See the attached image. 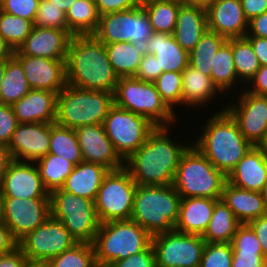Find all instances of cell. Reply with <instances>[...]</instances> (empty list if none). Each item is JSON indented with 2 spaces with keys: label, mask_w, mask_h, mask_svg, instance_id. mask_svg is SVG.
Segmentation results:
<instances>
[{
  "label": "cell",
  "mask_w": 267,
  "mask_h": 267,
  "mask_svg": "<svg viewBox=\"0 0 267 267\" xmlns=\"http://www.w3.org/2000/svg\"><path fill=\"white\" fill-rule=\"evenodd\" d=\"M11 105L0 104V143L8 145L18 125Z\"/></svg>",
  "instance_id": "49"
},
{
  "label": "cell",
  "mask_w": 267,
  "mask_h": 267,
  "mask_svg": "<svg viewBox=\"0 0 267 267\" xmlns=\"http://www.w3.org/2000/svg\"><path fill=\"white\" fill-rule=\"evenodd\" d=\"M246 36L267 38V12L248 21Z\"/></svg>",
  "instance_id": "56"
},
{
  "label": "cell",
  "mask_w": 267,
  "mask_h": 267,
  "mask_svg": "<svg viewBox=\"0 0 267 267\" xmlns=\"http://www.w3.org/2000/svg\"><path fill=\"white\" fill-rule=\"evenodd\" d=\"M232 260L231 243H206L199 267H231Z\"/></svg>",
  "instance_id": "46"
},
{
  "label": "cell",
  "mask_w": 267,
  "mask_h": 267,
  "mask_svg": "<svg viewBox=\"0 0 267 267\" xmlns=\"http://www.w3.org/2000/svg\"><path fill=\"white\" fill-rule=\"evenodd\" d=\"M31 90L21 63L13 56L5 61L0 87V104L12 105Z\"/></svg>",
  "instance_id": "35"
},
{
  "label": "cell",
  "mask_w": 267,
  "mask_h": 267,
  "mask_svg": "<svg viewBox=\"0 0 267 267\" xmlns=\"http://www.w3.org/2000/svg\"><path fill=\"white\" fill-rule=\"evenodd\" d=\"M27 261L18 246L11 252L0 255V267H23Z\"/></svg>",
  "instance_id": "55"
},
{
  "label": "cell",
  "mask_w": 267,
  "mask_h": 267,
  "mask_svg": "<svg viewBox=\"0 0 267 267\" xmlns=\"http://www.w3.org/2000/svg\"><path fill=\"white\" fill-rule=\"evenodd\" d=\"M169 126H156L145 143L126 160L124 168L137 185H171L182 154L190 146L174 141Z\"/></svg>",
  "instance_id": "1"
},
{
  "label": "cell",
  "mask_w": 267,
  "mask_h": 267,
  "mask_svg": "<svg viewBox=\"0 0 267 267\" xmlns=\"http://www.w3.org/2000/svg\"><path fill=\"white\" fill-rule=\"evenodd\" d=\"M143 49L155 56L159 70L163 72H183L189 64V52L176 42L172 34L153 32Z\"/></svg>",
  "instance_id": "25"
},
{
  "label": "cell",
  "mask_w": 267,
  "mask_h": 267,
  "mask_svg": "<svg viewBox=\"0 0 267 267\" xmlns=\"http://www.w3.org/2000/svg\"><path fill=\"white\" fill-rule=\"evenodd\" d=\"M226 40L224 36L207 30L195 48L189 52V64L211 77L214 55Z\"/></svg>",
  "instance_id": "39"
},
{
  "label": "cell",
  "mask_w": 267,
  "mask_h": 267,
  "mask_svg": "<svg viewBox=\"0 0 267 267\" xmlns=\"http://www.w3.org/2000/svg\"><path fill=\"white\" fill-rule=\"evenodd\" d=\"M13 160L8 146L0 143V181Z\"/></svg>",
  "instance_id": "59"
},
{
  "label": "cell",
  "mask_w": 267,
  "mask_h": 267,
  "mask_svg": "<svg viewBox=\"0 0 267 267\" xmlns=\"http://www.w3.org/2000/svg\"><path fill=\"white\" fill-rule=\"evenodd\" d=\"M14 50L0 35V62L6 61L14 56Z\"/></svg>",
  "instance_id": "60"
},
{
  "label": "cell",
  "mask_w": 267,
  "mask_h": 267,
  "mask_svg": "<svg viewBox=\"0 0 267 267\" xmlns=\"http://www.w3.org/2000/svg\"><path fill=\"white\" fill-rule=\"evenodd\" d=\"M108 267H157L152 244L140 253L115 261Z\"/></svg>",
  "instance_id": "48"
},
{
  "label": "cell",
  "mask_w": 267,
  "mask_h": 267,
  "mask_svg": "<svg viewBox=\"0 0 267 267\" xmlns=\"http://www.w3.org/2000/svg\"><path fill=\"white\" fill-rule=\"evenodd\" d=\"M34 25L41 28L66 30L68 32L66 12L52 4L49 0L39 1Z\"/></svg>",
  "instance_id": "45"
},
{
  "label": "cell",
  "mask_w": 267,
  "mask_h": 267,
  "mask_svg": "<svg viewBox=\"0 0 267 267\" xmlns=\"http://www.w3.org/2000/svg\"><path fill=\"white\" fill-rule=\"evenodd\" d=\"M109 171L110 169L100 164L82 161L74 167L61 189L94 201Z\"/></svg>",
  "instance_id": "29"
},
{
  "label": "cell",
  "mask_w": 267,
  "mask_h": 267,
  "mask_svg": "<svg viewBox=\"0 0 267 267\" xmlns=\"http://www.w3.org/2000/svg\"><path fill=\"white\" fill-rule=\"evenodd\" d=\"M231 267H262L265 260L257 235L248 224H240L231 241Z\"/></svg>",
  "instance_id": "31"
},
{
  "label": "cell",
  "mask_w": 267,
  "mask_h": 267,
  "mask_svg": "<svg viewBox=\"0 0 267 267\" xmlns=\"http://www.w3.org/2000/svg\"><path fill=\"white\" fill-rule=\"evenodd\" d=\"M262 267H267V259L264 260Z\"/></svg>",
  "instance_id": "70"
},
{
  "label": "cell",
  "mask_w": 267,
  "mask_h": 267,
  "mask_svg": "<svg viewBox=\"0 0 267 267\" xmlns=\"http://www.w3.org/2000/svg\"><path fill=\"white\" fill-rule=\"evenodd\" d=\"M51 216L64 224L78 243H94L100 221L93 200L62 189L50 193Z\"/></svg>",
  "instance_id": "9"
},
{
  "label": "cell",
  "mask_w": 267,
  "mask_h": 267,
  "mask_svg": "<svg viewBox=\"0 0 267 267\" xmlns=\"http://www.w3.org/2000/svg\"><path fill=\"white\" fill-rule=\"evenodd\" d=\"M52 4L56 5L64 12H67L69 7L76 1V0H49Z\"/></svg>",
  "instance_id": "61"
},
{
  "label": "cell",
  "mask_w": 267,
  "mask_h": 267,
  "mask_svg": "<svg viewBox=\"0 0 267 267\" xmlns=\"http://www.w3.org/2000/svg\"><path fill=\"white\" fill-rule=\"evenodd\" d=\"M221 199L241 224H247L267 214V206L261 192L242 189L226 181Z\"/></svg>",
  "instance_id": "28"
},
{
  "label": "cell",
  "mask_w": 267,
  "mask_h": 267,
  "mask_svg": "<svg viewBox=\"0 0 267 267\" xmlns=\"http://www.w3.org/2000/svg\"><path fill=\"white\" fill-rule=\"evenodd\" d=\"M71 37L66 30L41 28L34 25L30 35L14 52V55L66 60Z\"/></svg>",
  "instance_id": "22"
},
{
  "label": "cell",
  "mask_w": 267,
  "mask_h": 267,
  "mask_svg": "<svg viewBox=\"0 0 267 267\" xmlns=\"http://www.w3.org/2000/svg\"><path fill=\"white\" fill-rule=\"evenodd\" d=\"M0 188L4 197L50 198L33 162L13 160L0 181Z\"/></svg>",
  "instance_id": "17"
},
{
  "label": "cell",
  "mask_w": 267,
  "mask_h": 267,
  "mask_svg": "<svg viewBox=\"0 0 267 267\" xmlns=\"http://www.w3.org/2000/svg\"><path fill=\"white\" fill-rule=\"evenodd\" d=\"M152 235L135 221L113 220L100 224L93 246L97 266L140 253L152 244Z\"/></svg>",
  "instance_id": "5"
},
{
  "label": "cell",
  "mask_w": 267,
  "mask_h": 267,
  "mask_svg": "<svg viewBox=\"0 0 267 267\" xmlns=\"http://www.w3.org/2000/svg\"><path fill=\"white\" fill-rule=\"evenodd\" d=\"M34 23L0 10V35L16 51L30 35Z\"/></svg>",
  "instance_id": "42"
},
{
  "label": "cell",
  "mask_w": 267,
  "mask_h": 267,
  "mask_svg": "<svg viewBox=\"0 0 267 267\" xmlns=\"http://www.w3.org/2000/svg\"><path fill=\"white\" fill-rule=\"evenodd\" d=\"M114 104L146 117L155 126L170 127L176 121L177 115L161 99L155 83L141 81L136 77L118 79Z\"/></svg>",
  "instance_id": "8"
},
{
  "label": "cell",
  "mask_w": 267,
  "mask_h": 267,
  "mask_svg": "<svg viewBox=\"0 0 267 267\" xmlns=\"http://www.w3.org/2000/svg\"><path fill=\"white\" fill-rule=\"evenodd\" d=\"M173 1H178V2H181V3H185V4H188V0H173Z\"/></svg>",
  "instance_id": "69"
},
{
  "label": "cell",
  "mask_w": 267,
  "mask_h": 267,
  "mask_svg": "<svg viewBox=\"0 0 267 267\" xmlns=\"http://www.w3.org/2000/svg\"><path fill=\"white\" fill-rule=\"evenodd\" d=\"M237 99L238 105L231 102L223 108L235 120L243 137L256 146L267 130V96L243 90Z\"/></svg>",
  "instance_id": "16"
},
{
  "label": "cell",
  "mask_w": 267,
  "mask_h": 267,
  "mask_svg": "<svg viewBox=\"0 0 267 267\" xmlns=\"http://www.w3.org/2000/svg\"><path fill=\"white\" fill-rule=\"evenodd\" d=\"M21 63L31 89L59 93L66 85V60L14 55Z\"/></svg>",
  "instance_id": "20"
},
{
  "label": "cell",
  "mask_w": 267,
  "mask_h": 267,
  "mask_svg": "<svg viewBox=\"0 0 267 267\" xmlns=\"http://www.w3.org/2000/svg\"><path fill=\"white\" fill-rule=\"evenodd\" d=\"M23 267H46V264L42 262L27 261Z\"/></svg>",
  "instance_id": "65"
},
{
  "label": "cell",
  "mask_w": 267,
  "mask_h": 267,
  "mask_svg": "<svg viewBox=\"0 0 267 267\" xmlns=\"http://www.w3.org/2000/svg\"><path fill=\"white\" fill-rule=\"evenodd\" d=\"M83 161L97 163L110 170L124 167L102 124H84L75 129Z\"/></svg>",
  "instance_id": "18"
},
{
  "label": "cell",
  "mask_w": 267,
  "mask_h": 267,
  "mask_svg": "<svg viewBox=\"0 0 267 267\" xmlns=\"http://www.w3.org/2000/svg\"><path fill=\"white\" fill-rule=\"evenodd\" d=\"M248 21L267 12V0H240Z\"/></svg>",
  "instance_id": "54"
},
{
  "label": "cell",
  "mask_w": 267,
  "mask_h": 267,
  "mask_svg": "<svg viewBox=\"0 0 267 267\" xmlns=\"http://www.w3.org/2000/svg\"><path fill=\"white\" fill-rule=\"evenodd\" d=\"M100 16L137 7V0H95Z\"/></svg>",
  "instance_id": "51"
},
{
  "label": "cell",
  "mask_w": 267,
  "mask_h": 267,
  "mask_svg": "<svg viewBox=\"0 0 267 267\" xmlns=\"http://www.w3.org/2000/svg\"><path fill=\"white\" fill-rule=\"evenodd\" d=\"M245 38L251 43L260 66L267 65V38L258 36H245Z\"/></svg>",
  "instance_id": "57"
},
{
  "label": "cell",
  "mask_w": 267,
  "mask_h": 267,
  "mask_svg": "<svg viewBox=\"0 0 267 267\" xmlns=\"http://www.w3.org/2000/svg\"><path fill=\"white\" fill-rule=\"evenodd\" d=\"M181 199L173 184L137 185L130 219L152 236L173 231Z\"/></svg>",
  "instance_id": "4"
},
{
  "label": "cell",
  "mask_w": 267,
  "mask_h": 267,
  "mask_svg": "<svg viewBox=\"0 0 267 267\" xmlns=\"http://www.w3.org/2000/svg\"><path fill=\"white\" fill-rule=\"evenodd\" d=\"M217 92H221L213 83L211 77L198 71L188 64L182 72V106H205Z\"/></svg>",
  "instance_id": "30"
},
{
  "label": "cell",
  "mask_w": 267,
  "mask_h": 267,
  "mask_svg": "<svg viewBox=\"0 0 267 267\" xmlns=\"http://www.w3.org/2000/svg\"><path fill=\"white\" fill-rule=\"evenodd\" d=\"M49 154L61 156L75 166L83 161L75 129L50 123Z\"/></svg>",
  "instance_id": "37"
},
{
  "label": "cell",
  "mask_w": 267,
  "mask_h": 267,
  "mask_svg": "<svg viewBox=\"0 0 267 267\" xmlns=\"http://www.w3.org/2000/svg\"><path fill=\"white\" fill-rule=\"evenodd\" d=\"M247 224L257 235V238L260 242L263 251V257L267 259V214L259 218L253 219Z\"/></svg>",
  "instance_id": "53"
},
{
  "label": "cell",
  "mask_w": 267,
  "mask_h": 267,
  "mask_svg": "<svg viewBox=\"0 0 267 267\" xmlns=\"http://www.w3.org/2000/svg\"><path fill=\"white\" fill-rule=\"evenodd\" d=\"M100 14L95 0H76L66 12L68 33L92 35L99 23Z\"/></svg>",
  "instance_id": "34"
},
{
  "label": "cell",
  "mask_w": 267,
  "mask_h": 267,
  "mask_svg": "<svg viewBox=\"0 0 267 267\" xmlns=\"http://www.w3.org/2000/svg\"><path fill=\"white\" fill-rule=\"evenodd\" d=\"M162 73L155 56L144 52L135 77L141 81L154 82Z\"/></svg>",
  "instance_id": "50"
},
{
  "label": "cell",
  "mask_w": 267,
  "mask_h": 267,
  "mask_svg": "<svg viewBox=\"0 0 267 267\" xmlns=\"http://www.w3.org/2000/svg\"><path fill=\"white\" fill-rule=\"evenodd\" d=\"M11 107L18 123H55L57 93L31 89Z\"/></svg>",
  "instance_id": "23"
},
{
  "label": "cell",
  "mask_w": 267,
  "mask_h": 267,
  "mask_svg": "<svg viewBox=\"0 0 267 267\" xmlns=\"http://www.w3.org/2000/svg\"><path fill=\"white\" fill-rule=\"evenodd\" d=\"M136 189L137 184L124 167L110 170L104 177L94 200L100 223L129 220Z\"/></svg>",
  "instance_id": "10"
},
{
  "label": "cell",
  "mask_w": 267,
  "mask_h": 267,
  "mask_svg": "<svg viewBox=\"0 0 267 267\" xmlns=\"http://www.w3.org/2000/svg\"><path fill=\"white\" fill-rule=\"evenodd\" d=\"M153 1H157V0H137L139 6H143L147 3L153 2Z\"/></svg>",
  "instance_id": "68"
},
{
  "label": "cell",
  "mask_w": 267,
  "mask_h": 267,
  "mask_svg": "<svg viewBox=\"0 0 267 267\" xmlns=\"http://www.w3.org/2000/svg\"><path fill=\"white\" fill-rule=\"evenodd\" d=\"M227 176L193 144L182 154L173 186L182 198L221 199Z\"/></svg>",
  "instance_id": "7"
},
{
  "label": "cell",
  "mask_w": 267,
  "mask_h": 267,
  "mask_svg": "<svg viewBox=\"0 0 267 267\" xmlns=\"http://www.w3.org/2000/svg\"><path fill=\"white\" fill-rule=\"evenodd\" d=\"M240 224L232 210L219 199L215 203L211 220L202 238L206 243H231Z\"/></svg>",
  "instance_id": "33"
},
{
  "label": "cell",
  "mask_w": 267,
  "mask_h": 267,
  "mask_svg": "<svg viewBox=\"0 0 267 267\" xmlns=\"http://www.w3.org/2000/svg\"><path fill=\"white\" fill-rule=\"evenodd\" d=\"M118 79L102 42L93 35H73L70 38L66 59L68 85L114 93Z\"/></svg>",
  "instance_id": "2"
},
{
  "label": "cell",
  "mask_w": 267,
  "mask_h": 267,
  "mask_svg": "<svg viewBox=\"0 0 267 267\" xmlns=\"http://www.w3.org/2000/svg\"><path fill=\"white\" fill-rule=\"evenodd\" d=\"M208 30L230 38H244L248 30L240 0H215L206 7Z\"/></svg>",
  "instance_id": "21"
},
{
  "label": "cell",
  "mask_w": 267,
  "mask_h": 267,
  "mask_svg": "<svg viewBox=\"0 0 267 267\" xmlns=\"http://www.w3.org/2000/svg\"><path fill=\"white\" fill-rule=\"evenodd\" d=\"M218 200L203 197L182 198L179 217L174 230L202 236L208 228L215 203Z\"/></svg>",
  "instance_id": "27"
},
{
  "label": "cell",
  "mask_w": 267,
  "mask_h": 267,
  "mask_svg": "<svg viewBox=\"0 0 267 267\" xmlns=\"http://www.w3.org/2000/svg\"><path fill=\"white\" fill-rule=\"evenodd\" d=\"M153 34L149 17L142 6L100 16L92 34L103 44L131 42L144 47Z\"/></svg>",
  "instance_id": "11"
},
{
  "label": "cell",
  "mask_w": 267,
  "mask_h": 267,
  "mask_svg": "<svg viewBox=\"0 0 267 267\" xmlns=\"http://www.w3.org/2000/svg\"><path fill=\"white\" fill-rule=\"evenodd\" d=\"M4 224L18 242L41 226L50 216V198L4 197Z\"/></svg>",
  "instance_id": "15"
},
{
  "label": "cell",
  "mask_w": 267,
  "mask_h": 267,
  "mask_svg": "<svg viewBox=\"0 0 267 267\" xmlns=\"http://www.w3.org/2000/svg\"><path fill=\"white\" fill-rule=\"evenodd\" d=\"M235 71L238 80L248 83L260 68L251 43L244 38H231Z\"/></svg>",
  "instance_id": "41"
},
{
  "label": "cell",
  "mask_w": 267,
  "mask_h": 267,
  "mask_svg": "<svg viewBox=\"0 0 267 267\" xmlns=\"http://www.w3.org/2000/svg\"><path fill=\"white\" fill-rule=\"evenodd\" d=\"M4 196L0 188V224L4 223V212H3Z\"/></svg>",
  "instance_id": "64"
},
{
  "label": "cell",
  "mask_w": 267,
  "mask_h": 267,
  "mask_svg": "<svg viewBox=\"0 0 267 267\" xmlns=\"http://www.w3.org/2000/svg\"><path fill=\"white\" fill-rule=\"evenodd\" d=\"M154 83L161 99L176 112V105H182V72H163Z\"/></svg>",
  "instance_id": "44"
},
{
  "label": "cell",
  "mask_w": 267,
  "mask_h": 267,
  "mask_svg": "<svg viewBox=\"0 0 267 267\" xmlns=\"http://www.w3.org/2000/svg\"><path fill=\"white\" fill-rule=\"evenodd\" d=\"M46 267H97L91 243H76L71 249L49 259Z\"/></svg>",
  "instance_id": "43"
},
{
  "label": "cell",
  "mask_w": 267,
  "mask_h": 267,
  "mask_svg": "<svg viewBox=\"0 0 267 267\" xmlns=\"http://www.w3.org/2000/svg\"><path fill=\"white\" fill-rule=\"evenodd\" d=\"M211 70V79L220 94L232 90L238 83V77L235 71L233 52L231 47V38L227 39L214 55V61Z\"/></svg>",
  "instance_id": "36"
},
{
  "label": "cell",
  "mask_w": 267,
  "mask_h": 267,
  "mask_svg": "<svg viewBox=\"0 0 267 267\" xmlns=\"http://www.w3.org/2000/svg\"><path fill=\"white\" fill-rule=\"evenodd\" d=\"M206 242L200 235L175 230L152 237L157 267H199Z\"/></svg>",
  "instance_id": "13"
},
{
  "label": "cell",
  "mask_w": 267,
  "mask_h": 267,
  "mask_svg": "<svg viewBox=\"0 0 267 267\" xmlns=\"http://www.w3.org/2000/svg\"><path fill=\"white\" fill-rule=\"evenodd\" d=\"M115 73L121 77H135L144 54L143 47L131 42L104 44Z\"/></svg>",
  "instance_id": "32"
},
{
  "label": "cell",
  "mask_w": 267,
  "mask_h": 267,
  "mask_svg": "<svg viewBox=\"0 0 267 267\" xmlns=\"http://www.w3.org/2000/svg\"><path fill=\"white\" fill-rule=\"evenodd\" d=\"M7 146L14 160L36 163L49 152L50 123H19Z\"/></svg>",
  "instance_id": "19"
},
{
  "label": "cell",
  "mask_w": 267,
  "mask_h": 267,
  "mask_svg": "<svg viewBox=\"0 0 267 267\" xmlns=\"http://www.w3.org/2000/svg\"><path fill=\"white\" fill-rule=\"evenodd\" d=\"M193 145L226 176L253 147L223 108L210 117Z\"/></svg>",
  "instance_id": "3"
},
{
  "label": "cell",
  "mask_w": 267,
  "mask_h": 267,
  "mask_svg": "<svg viewBox=\"0 0 267 267\" xmlns=\"http://www.w3.org/2000/svg\"><path fill=\"white\" fill-rule=\"evenodd\" d=\"M247 84L250 85L252 84V85L251 86L248 85L249 89L247 88L245 89V91L251 94L267 96V65L260 66L258 71L254 74V76L250 79V81Z\"/></svg>",
  "instance_id": "52"
},
{
  "label": "cell",
  "mask_w": 267,
  "mask_h": 267,
  "mask_svg": "<svg viewBox=\"0 0 267 267\" xmlns=\"http://www.w3.org/2000/svg\"><path fill=\"white\" fill-rule=\"evenodd\" d=\"M78 243L64 224L50 216L41 226L18 241L28 261L46 263Z\"/></svg>",
  "instance_id": "14"
},
{
  "label": "cell",
  "mask_w": 267,
  "mask_h": 267,
  "mask_svg": "<svg viewBox=\"0 0 267 267\" xmlns=\"http://www.w3.org/2000/svg\"><path fill=\"white\" fill-rule=\"evenodd\" d=\"M102 125L123 160L138 150L156 127L146 117L122 109L115 104L109 109Z\"/></svg>",
  "instance_id": "12"
},
{
  "label": "cell",
  "mask_w": 267,
  "mask_h": 267,
  "mask_svg": "<svg viewBox=\"0 0 267 267\" xmlns=\"http://www.w3.org/2000/svg\"><path fill=\"white\" fill-rule=\"evenodd\" d=\"M113 105L114 93L85 90L67 84L57 94L55 123L71 129L84 124H103Z\"/></svg>",
  "instance_id": "6"
},
{
  "label": "cell",
  "mask_w": 267,
  "mask_h": 267,
  "mask_svg": "<svg viewBox=\"0 0 267 267\" xmlns=\"http://www.w3.org/2000/svg\"><path fill=\"white\" fill-rule=\"evenodd\" d=\"M40 0H1V11L34 23Z\"/></svg>",
  "instance_id": "47"
},
{
  "label": "cell",
  "mask_w": 267,
  "mask_h": 267,
  "mask_svg": "<svg viewBox=\"0 0 267 267\" xmlns=\"http://www.w3.org/2000/svg\"><path fill=\"white\" fill-rule=\"evenodd\" d=\"M227 182L253 192H261L267 183V156L255 146L227 175Z\"/></svg>",
  "instance_id": "24"
},
{
  "label": "cell",
  "mask_w": 267,
  "mask_h": 267,
  "mask_svg": "<svg viewBox=\"0 0 267 267\" xmlns=\"http://www.w3.org/2000/svg\"><path fill=\"white\" fill-rule=\"evenodd\" d=\"M262 197L265 201V204L267 206V183L264 185L262 191H261Z\"/></svg>",
  "instance_id": "67"
},
{
  "label": "cell",
  "mask_w": 267,
  "mask_h": 267,
  "mask_svg": "<svg viewBox=\"0 0 267 267\" xmlns=\"http://www.w3.org/2000/svg\"><path fill=\"white\" fill-rule=\"evenodd\" d=\"M214 2L215 0H188V4L190 5H199L205 8Z\"/></svg>",
  "instance_id": "63"
},
{
  "label": "cell",
  "mask_w": 267,
  "mask_h": 267,
  "mask_svg": "<svg viewBox=\"0 0 267 267\" xmlns=\"http://www.w3.org/2000/svg\"><path fill=\"white\" fill-rule=\"evenodd\" d=\"M18 246V242L13 238L10 229L4 224H0V255L11 252Z\"/></svg>",
  "instance_id": "58"
},
{
  "label": "cell",
  "mask_w": 267,
  "mask_h": 267,
  "mask_svg": "<svg viewBox=\"0 0 267 267\" xmlns=\"http://www.w3.org/2000/svg\"><path fill=\"white\" fill-rule=\"evenodd\" d=\"M208 30L206 8L199 5L182 4L172 36L186 51H192Z\"/></svg>",
  "instance_id": "26"
},
{
  "label": "cell",
  "mask_w": 267,
  "mask_h": 267,
  "mask_svg": "<svg viewBox=\"0 0 267 267\" xmlns=\"http://www.w3.org/2000/svg\"><path fill=\"white\" fill-rule=\"evenodd\" d=\"M36 165L43 185L49 193L61 189L75 167L73 163L63 157L49 153L40 158Z\"/></svg>",
  "instance_id": "38"
},
{
  "label": "cell",
  "mask_w": 267,
  "mask_h": 267,
  "mask_svg": "<svg viewBox=\"0 0 267 267\" xmlns=\"http://www.w3.org/2000/svg\"><path fill=\"white\" fill-rule=\"evenodd\" d=\"M182 4L173 0H157L143 5L142 7L149 17L153 32L172 34Z\"/></svg>",
  "instance_id": "40"
},
{
  "label": "cell",
  "mask_w": 267,
  "mask_h": 267,
  "mask_svg": "<svg viewBox=\"0 0 267 267\" xmlns=\"http://www.w3.org/2000/svg\"><path fill=\"white\" fill-rule=\"evenodd\" d=\"M255 147L267 156V130L265 131L262 139Z\"/></svg>",
  "instance_id": "62"
},
{
  "label": "cell",
  "mask_w": 267,
  "mask_h": 267,
  "mask_svg": "<svg viewBox=\"0 0 267 267\" xmlns=\"http://www.w3.org/2000/svg\"><path fill=\"white\" fill-rule=\"evenodd\" d=\"M5 73V61L0 62V87L2 85V79Z\"/></svg>",
  "instance_id": "66"
}]
</instances>
